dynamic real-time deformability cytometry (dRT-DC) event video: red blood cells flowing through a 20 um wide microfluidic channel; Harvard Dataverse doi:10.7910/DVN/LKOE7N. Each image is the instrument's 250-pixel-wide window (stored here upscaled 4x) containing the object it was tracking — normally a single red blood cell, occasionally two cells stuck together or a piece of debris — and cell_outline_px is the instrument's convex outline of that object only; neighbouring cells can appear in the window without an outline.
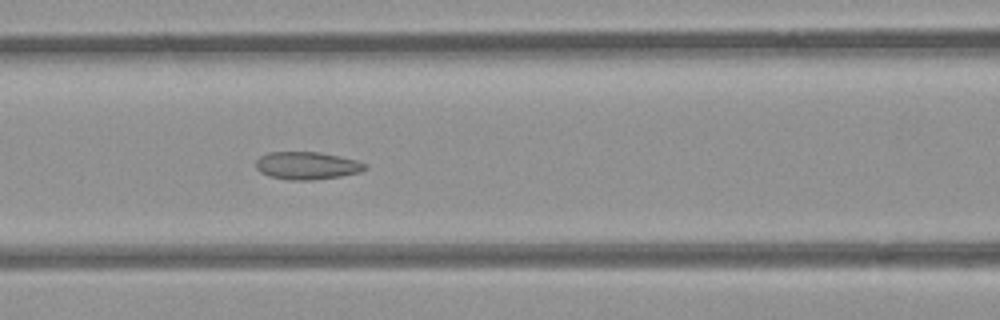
{"species": "common noctule bat (a hibernating species)", "species_latin": "Nyctalus noctula", "temperature_condition": "room temperature", "stored_images_in_passage": 53, "camera_frame_rate_fps": 3000, "um_per_image_px": 0.085, "animal": {"sex": "female", "body_mass_g": 21.9}, "frame": {"image": 1, "passage_image": 22, "time_ms": 7.0, "image_size_px": [1000, 320], "cell_outline_px": [[368, 168], [360, 172], [340, 176], [312, 180], [288, 180], [268, 176], [260, 172], [256, 168], [256, 160], [260, 156], [268, 152], [320, 152], [340, 156], [356, 160], [368, 164]], "centroid_in_image_um": [26.09, 14.07], "position_along_channel_um": 140.5, "area_um2": 17.74}}
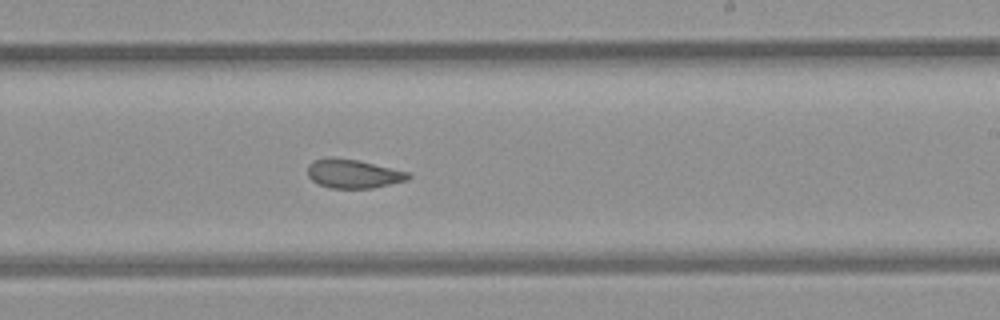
{"frame": {"image": 2, "passage_image": 31, "time_ms": 10.0, "image_size_px": [1000, 320], "cell_outline_px": [[412, 176], [408, 180], [372, 188], [328, 188], [312, 180], [308, 176], [308, 164], [312, 160], [328, 156], [360, 160], [408, 172]], "centroid_in_image_um": [30.0, 14.75], "position_along_channel_um": 259.0, "area_um2": 17.11}}
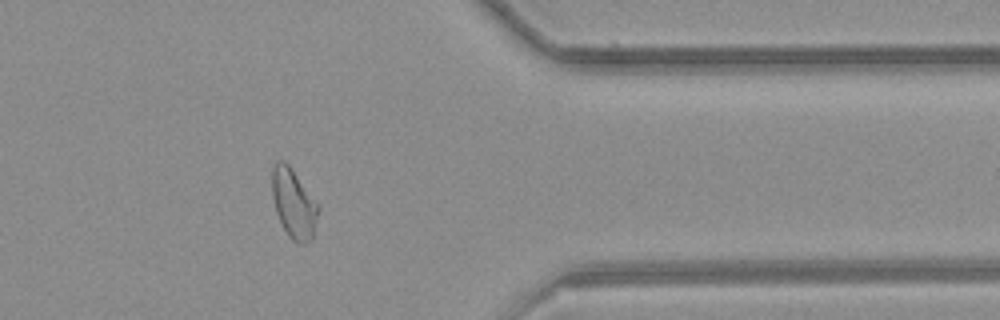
{"frame": {"image": 3, "passage_image": 42, "time_ms": 13.667, "image_size_px": [1000, 320], "cell_outline_px": [[320, 208], [312, 240], [304, 244], [296, 244], [288, 236], [276, 212], [272, 196], [272, 168], [276, 160], [284, 160], [292, 168], [320, 204]], "centroid_in_image_um": [24.99, 17.3], "position_along_channel_um": 386.4, "area_um2": 19.13}, "authors_computed_cell_mechanics": {"area_um2": 19.1318, "velocity_mm_per_s": 3.9515, "shape_relaxation_time_tau1_ms": null, "shape_relaxation_time_tau2_ms": 1.9172, "deformation_change_tau1": null, "deformation_change_tau2": 0.0724}}